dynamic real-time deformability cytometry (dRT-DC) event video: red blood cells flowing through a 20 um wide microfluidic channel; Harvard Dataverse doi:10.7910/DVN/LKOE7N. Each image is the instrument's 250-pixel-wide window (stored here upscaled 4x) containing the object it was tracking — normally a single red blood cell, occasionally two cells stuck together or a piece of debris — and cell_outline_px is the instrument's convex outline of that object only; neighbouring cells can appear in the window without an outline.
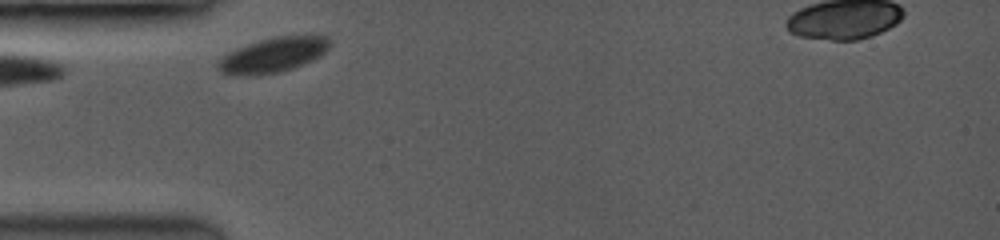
{"species": "common noctule bat (a hibernating species)", "species_latin": "Nyctalus noctula", "temperature_condition": "room temperature", "stored_images_in_passage": 10, "camera_frame_rate_fps": 3500, "um_per_image_px": 0.085, "animal": {"sex": "female", "body_mass_g": 19.0, "forearm_length_mm": 53.3}, "frame": {"image": 1, "passage_image": 1, "time_ms": 0.0, "image_size_px": [1000, 240], "cell_outline_px": [[332, 40], [328, 48], [320, 56], [312, 60], [292, 68], [276, 72], [248, 76], [220, 72], [216, 68], [216, 64], [228, 52], [248, 44], [260, 40], [276, 36], [328, 36]], "centroid_in_image_um": [23.22, 4.67], "position_along_channel_um": 61.8, "area_um2": 22.31}}
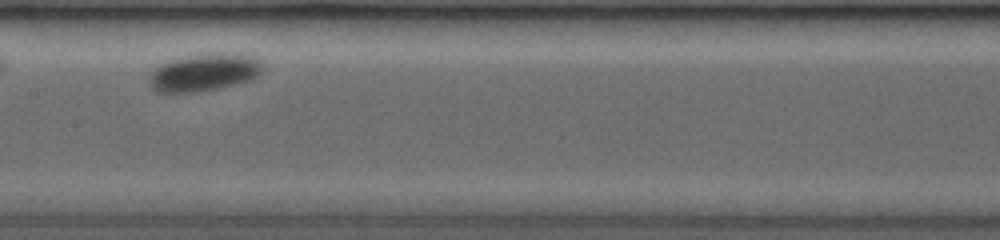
{"frame": {"image": 2, "passage_image": 7, "time_ms": 3.714, "image_size_px": [1000, 240], "cell_outline_px": [[260, 72], [256, 76], [248, 80], [232, 84], [212, 88], [188, 92], [164, 92], [152, 88], [148, 80], [152, 72], [160, 64], [168, 60], [184, 56], [212, 52], [224, 52], [252, 56], [260, 60]], "centroid_in_image_um": [17.31, 6.11], "position_along_channel_um": 190.1, "area_um2": 24.22}}
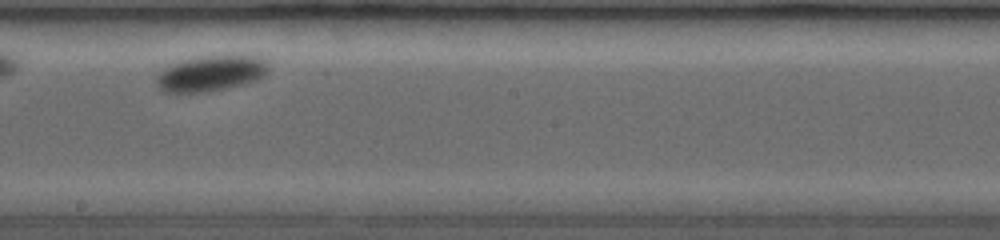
{"frame": {"image": 3, "passage_image": 9, "time_ms": 4.857, "image_size_px": [1000, 240], "cell_outline_px": [[272, 68], [264, 76], [256, 80], [224, 88], [200, 92], [168, 92], [160, 88], [156, 84], [156, 76], [168, 64], [180, 60], [196, 56], [268, 56]], "centroid_in_image_um": [17.99, 6.19], "position_along_channel_um": 230.2, "area_um2": 23.58}}